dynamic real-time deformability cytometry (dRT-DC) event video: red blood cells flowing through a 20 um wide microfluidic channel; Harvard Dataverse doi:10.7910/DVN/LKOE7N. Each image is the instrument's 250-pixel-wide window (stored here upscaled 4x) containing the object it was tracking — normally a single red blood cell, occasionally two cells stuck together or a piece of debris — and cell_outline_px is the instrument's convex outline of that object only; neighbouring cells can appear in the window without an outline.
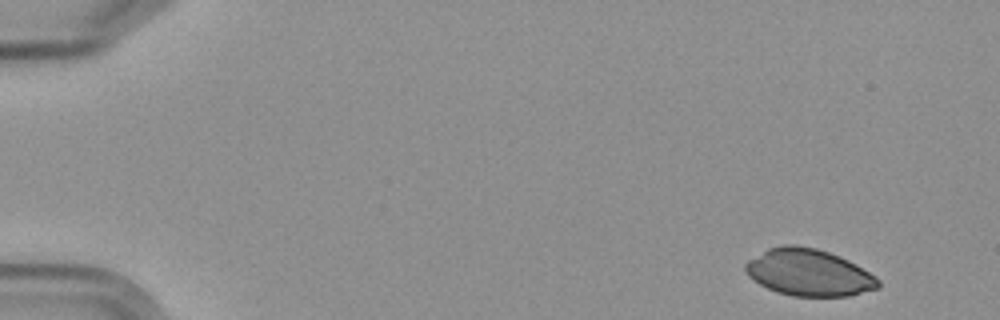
{"species": "Egyptian fruit bat (a non-hibernating species)", "species_latin": "Rousettus aegyptiacus", "temperature_condition": "cold", "stored_images_in_passage": 5, "camera_frame_rate_fps": 3000, "um_per_image_px": 0.085, "frame": {"image": 1, "passage_image": 1, "time_ms": 0.0, "image_size_px": [1000, 320], "cell_outline_px": [[880, 288], [848, 296], [792, 296], [776, 292], [760, 284], [748, 276], [744, 268], [744, 264], [748, 260], [768, 248], [784, 244], [796, 244], [816, 248], [828, 252], [848, 260], [856, 264], [876, 276], [880, 280]], "centroid_in_image_um": [68.75, 23.16], "position_along_channel_um": 16.3, "area_um2": 36.41}}